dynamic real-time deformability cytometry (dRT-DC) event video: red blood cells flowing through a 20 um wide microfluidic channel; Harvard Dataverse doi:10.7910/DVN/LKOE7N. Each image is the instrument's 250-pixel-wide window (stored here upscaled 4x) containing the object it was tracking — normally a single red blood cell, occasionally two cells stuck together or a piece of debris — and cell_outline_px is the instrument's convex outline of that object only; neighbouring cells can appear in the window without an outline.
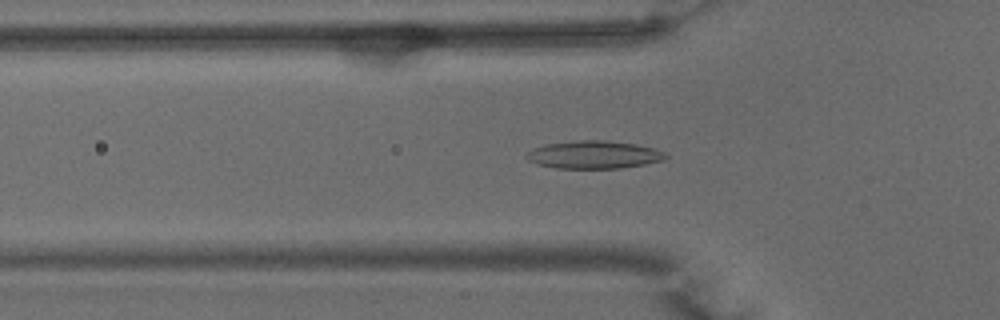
{"species": "common noctule bat (a hibernating species)", "species_latin": "Nyctalus noctula", "temperature_condition": "warm", "stored_images_in_passage": 50, "camera_frame_rate_fps": 3000, "um_per_image_px": 0.085, "animal": {"sex": "male", "body_mass_g": 15.6}, "frame": {"image": 1, "passage_image": 16, "time_ms": 5.0, "image_size_px": [1000, 320], "cell_outline_px": [[668, 156], [664, 160], [644, 164], [620, 168], [556, 168], [540, 164], [528, 160], [524, 156], [528, 152], [536, 148], [548, 144], [576, 140], [604, 140], [636, 144], [652, 148], [664, 152]], "centroid_in_image_um": [50.5, 13.15], "position_along_channel_um": 75.3, "area_um2": 22.25}}
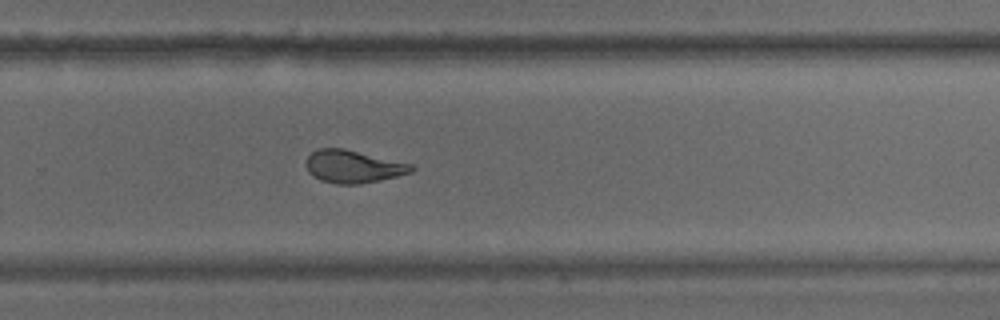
{"frame": {"image": 2, "passage_image": 33, "time_ms": 10.667, "image_size_px": [1000, 320], "cell_outline_px": [[416, 168], [412, 172], [380, 180], [360, 184], [336, 184], [320, 180], [312, 176], [308, 172], [304, 164], [308, 156], [316, 148], [344, 148], [412, 164]], "centroid_in_image_um": [29.98, 14.15], "position_along_channel_um": 299.8, "area_um2": 20.23}}
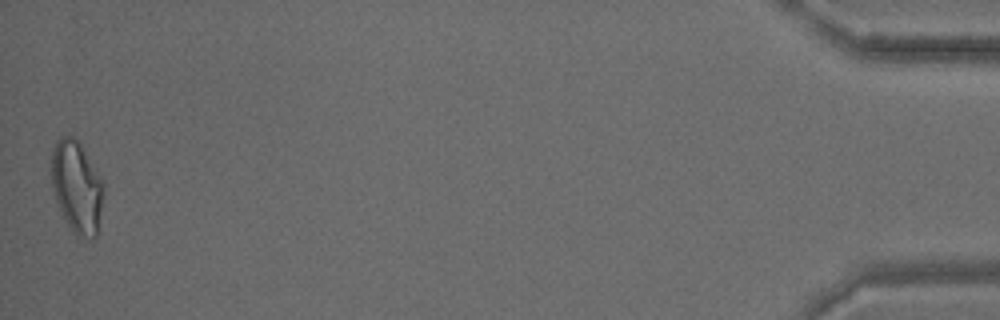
{"frame": {"image": 3, "passage_image": 50, "time_ms": 16.333, "image_size_px": [1000, 320], "cell_outline_px": [[104, 196], [96, 236], [92, 240], [76, 236], [72, 232], [56, 200], [52, 184], [52, 148], [56, 140], [60, 136], [72, 136], [80, 144], [104, 180]], "centroid_in_image_um": [6.56, 15.9], "position_along_channel_um": 428.6, "area_um2": 28.03}, "authors_computed_cell_mechanics": {"area_um2": 21.3571, "velocity_mm_per_s": 3.9469, "shape_relaxation_time_tau1_ms": 8.8951, "shape_relaxation_time_tau2_ms": 1.3892, "deformation_change_tau1": 0.2746, "deformation_change_tau2": 0.0941}}